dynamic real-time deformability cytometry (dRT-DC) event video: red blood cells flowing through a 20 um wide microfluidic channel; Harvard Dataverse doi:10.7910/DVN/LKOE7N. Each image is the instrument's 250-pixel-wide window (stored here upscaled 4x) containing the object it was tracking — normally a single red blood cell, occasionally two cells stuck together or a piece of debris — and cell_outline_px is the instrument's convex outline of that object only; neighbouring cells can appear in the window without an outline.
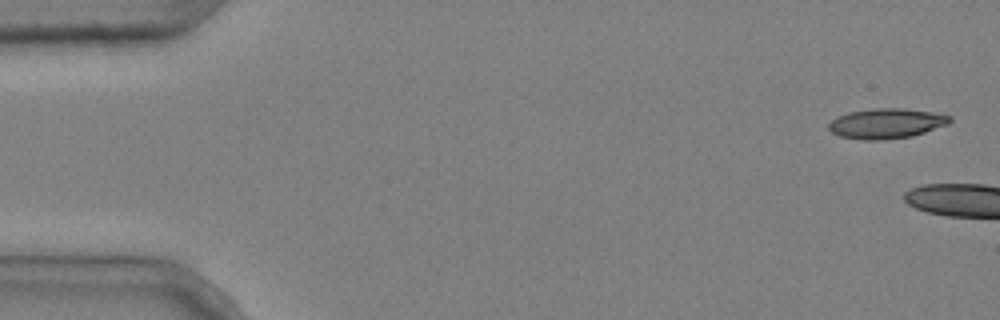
{"species": "common noctule bat (a hibernating species)", "species_latin": "Nyctalus noctula", "temperature_condition": "cold", "stored_images_in_passage": 3, "camera_frame_rate_fps": 3000, "um_per_image_px": 0.085, "animal": {"sex": "male", "body_mass_g": 20.4}, "frame": {"image": 1, "passage_image": 1, "time_ms": 0.0, "image_size_px": [1000, 320], "cell_outline_px": [[952, 120], [948, 124], [912, 136], [884, 140], [864, 140], [840, 136], [832, 132], [828, 128], [828, 124], [832, 120], [848, 112], [876, 108], [904, 108], [932, 112], [952, 116]], "centroid_in_image_um": [75.36, 10.49], "position_along_channel_um": 9.6, "area_um2": 21.15}}